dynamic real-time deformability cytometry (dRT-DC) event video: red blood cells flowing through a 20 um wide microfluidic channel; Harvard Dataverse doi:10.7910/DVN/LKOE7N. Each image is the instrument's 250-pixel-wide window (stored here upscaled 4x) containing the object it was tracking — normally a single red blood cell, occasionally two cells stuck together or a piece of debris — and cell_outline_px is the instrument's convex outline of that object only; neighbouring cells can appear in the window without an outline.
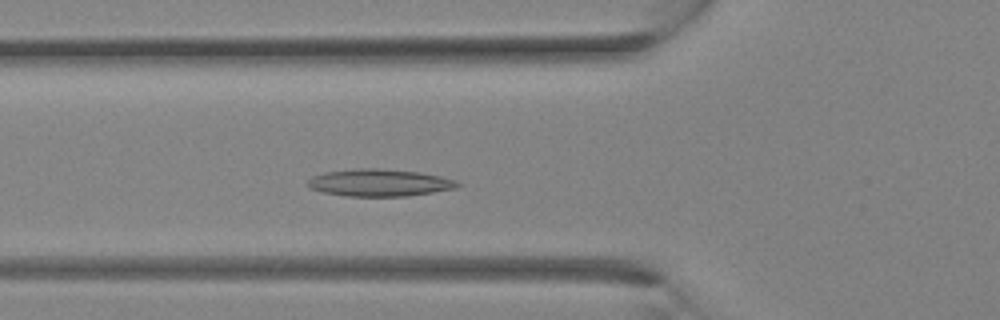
{"species": "Egyptian fruit bat (a non-hibernating species)", "species_latin": "Rousettus aegyptiacus", "temperature_condition": "room temperature", "stored_images_in_passage": 32, "segment_of_instrument_passage": [1, 2], "camera_frame_rate_fps": 3000, "um_per_image_px": 0.085, "animal": {"sex": "female"}, "frame": {"image": 1, "passage_image": 10, "time_ms": 3.0, "image_size_px": [1000, 320], "cell_outline_px": [[464, 184], [456, 188], [408, 196], [344, 196], [320, 192], [308, 188], [308, 180], [312, 176], [324, 172], [356, 168], [380, 168], [420, 172], [440, 176], [456, 180]], "centroid_in_image_um": [32.24, 15.53], "position_along_channel_um": 93.6, "area_um2": 24.04}}
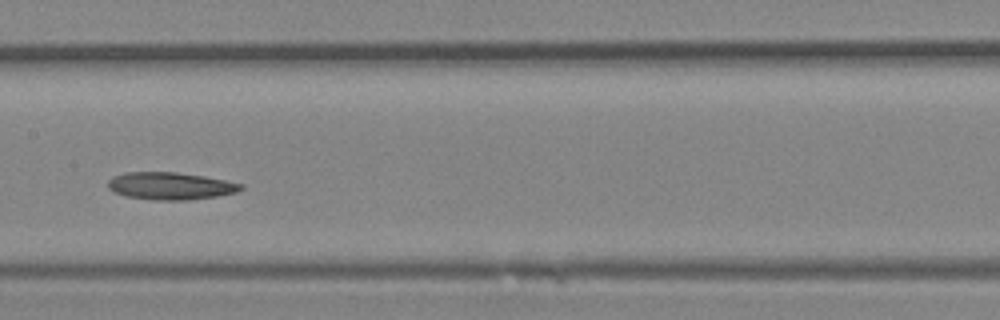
{"frame": {"image": 2, "passage_image": 15, "time_ms": 4.667, "image_size_px": [1000, 320], "cell_outline_px": [[244, 188], [236, 192], [216, 196], [188, 200], [152, 200], [124, 196], [112, 192], [108, 188], [108, 180], [112, 176], [124, 172], [176, 172], [204, 176], [244, 184]], "centroid_in_image_um": [14.44, 15.8], "position_along_channel_um": 193.0, "area_um2": 21.39}}
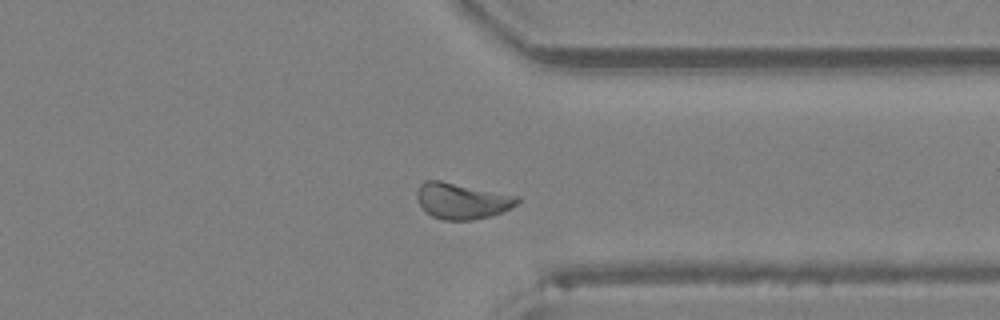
{"frame": {"image": 3, "passage_image": 24, "time_ms": 7.667, "image_size_px": [1000, 320], "cell_outline_px": [[520, 200], [512, 208], [492, 216], [472, 220], [440, 220], [432, 216], [420, 208], [416, 196], [416, 188], [424, 180], [440, 180], [520, 196]], "centroid_in_image_um": [39.24, 17.07], "position_along_channel_um": 372.2, "area_um2": 21.5}}